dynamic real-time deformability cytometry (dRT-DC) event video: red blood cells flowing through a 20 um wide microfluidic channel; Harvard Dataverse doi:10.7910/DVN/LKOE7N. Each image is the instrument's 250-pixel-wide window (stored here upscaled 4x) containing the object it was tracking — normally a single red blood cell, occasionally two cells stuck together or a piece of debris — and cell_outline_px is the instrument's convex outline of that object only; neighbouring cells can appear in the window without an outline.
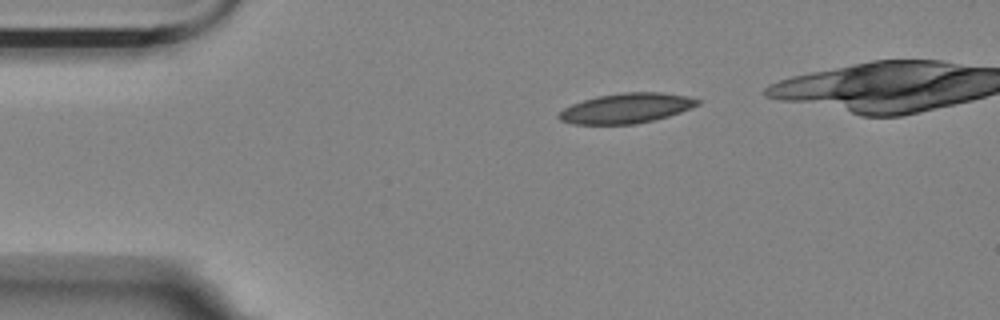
{"species": "Egyptian fruit bat (a non-hibernating species)", "species_latin": "Rousettus aegyptiacus", "temperature_condition": "room temperature", "stored_images_in_passage": 7, "segment_of_instrument_passage": [1, 2], "camera_frame_rate_fps": 3000, "um_per_image_px": 0.085, "animal": {"sex": "female"}, "frame": {"image": 1, "passage_image": 1, "time_ms": 0.0, "image_size_px": [1000, 320], "cell_outline_px": [[700, 104], [680, 112], [668, 116], [636, 124], [572, 124], [560, 120], [556, 116], [564, 108], [572, 104], [596, 96], [624, 92], [660, 92], [688, 96], [700, 100]], "centroid_in_image_um": [53.23, 9.19], "position_along_channel_um": 31.8, "area_um2": 24.16}}
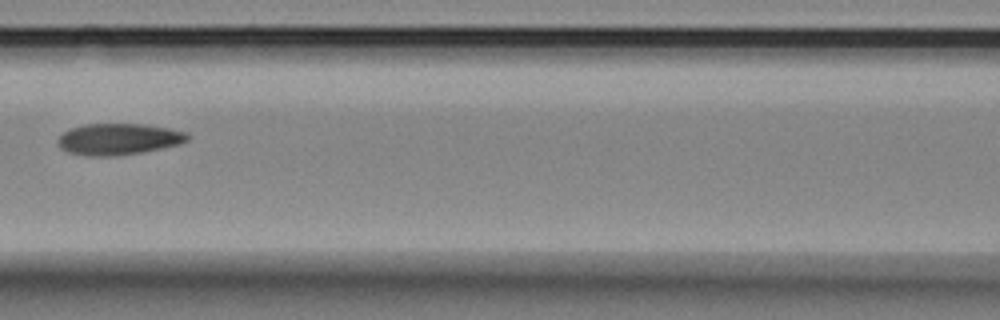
{"frame": {"image": 2, "passage_image": 5, "time_ms": 1.333, "image_size_px": [1000, 320], "cell_outline_px": [[192, 136], [188, 140], [180, 144], [140, 152], [116, 156], [88, 156], [68, 152], [60, 148], [56, 144], [56, 140], [64, 132], [72, 128], [84, 124], [144, 124], [168, 128], [188, 132]], "centroid_in_image_um": [10.08, 11.82], "position_along_channel_um": 156.5, "area_um2": 23.81}}
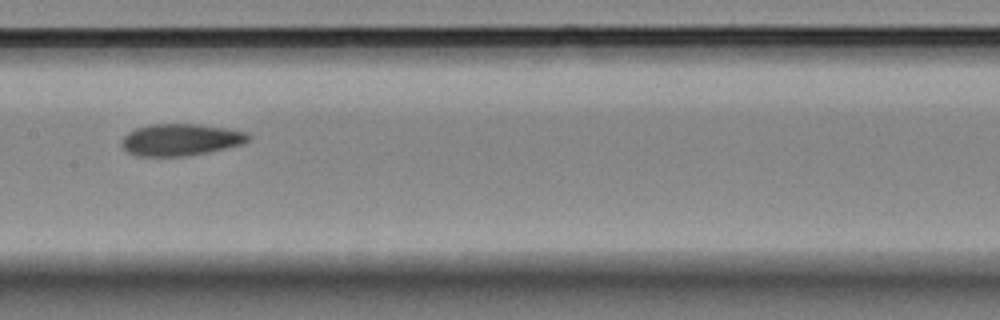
{"frame": {"image": 3, "passage_image": 6, "time_ms": 1.667, "image_size_px": [1000, 320], "cell_outline_px": [[252, 136], [244, 144], [208, 152], [184, 156], [136, 156], [128, 152], [120, 144], [120, 140], [128, 132], [136, 128], [148, 124], [196, 124], [224, 128], [248, 132]], "centroid_in_image_um": [15.34, 11.87], "position_along_channel_um": 192.1, "area_um2": 23.64}}